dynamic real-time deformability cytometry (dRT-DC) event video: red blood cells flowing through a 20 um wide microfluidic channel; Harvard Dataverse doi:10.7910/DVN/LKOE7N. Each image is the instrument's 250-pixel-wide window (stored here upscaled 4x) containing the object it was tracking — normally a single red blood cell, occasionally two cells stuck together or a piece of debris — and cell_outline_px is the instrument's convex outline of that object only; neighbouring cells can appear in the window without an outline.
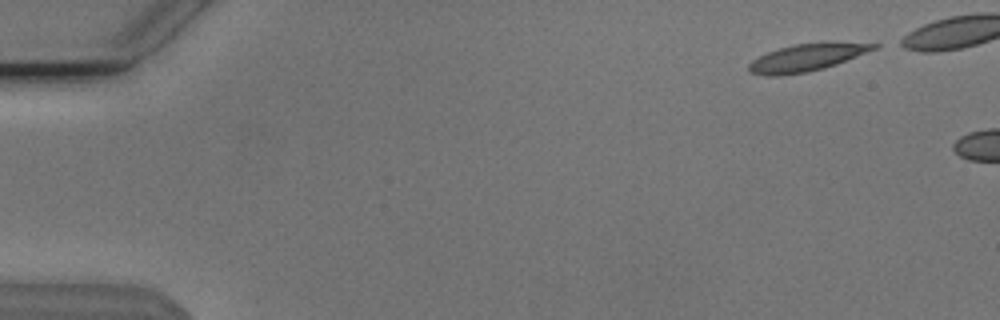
{"species": "Egyptian fruit bat (a non-hibernating species)", "species_latin": "Rousettus aegyptiacus", "temperature_condition": "cold", "stored_images_in_passage": 46, "camera_frame_rate_fps": 3000, "um_per_image_px": 0.085, "animal": {"sex": "male"}, "frame": {"image": 1, "passage_image": 3, "time_ms": 0.667, "image_size_px": [1000, 320], "cell_outline_px": [[880, 44], [876, 48], [836, 64], [824, 68], [804, 72], [780, 76], [768, 76], [748, 72], [748, 64], [752, 60], [776, 48], [792, 44]], "centroid_in_image_um": [68.41, 4.93], "position_along_channel_um": 16.6, "area_um2": 19.02}}
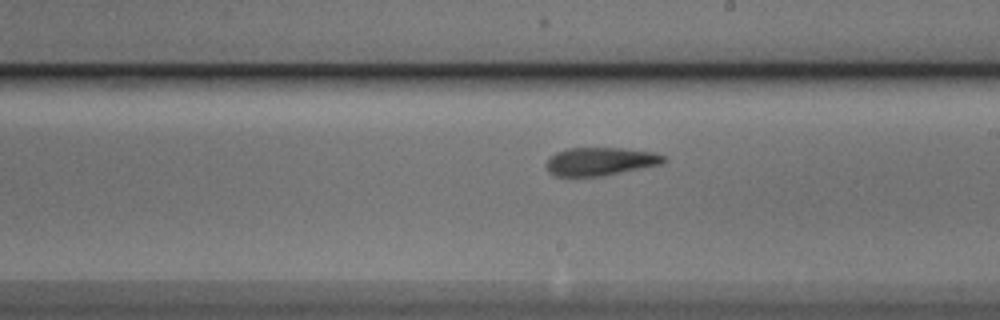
{"frame": {"image": 2, "passage_image": 30, "time_ms": 9.667, "image_size_px": [1000, 320], "cell_outline_px": [[668, 160], [664, 164], [600, 176], [556, 176], [548, 172], [548, 156], [556, 152], [568, 148], [624, 148], [656, 152], [668, 156]], "centroid_in_image_um": [51.11, 13.71], "position_along_channel_um": 237.9, "area_um2": 19.48}}
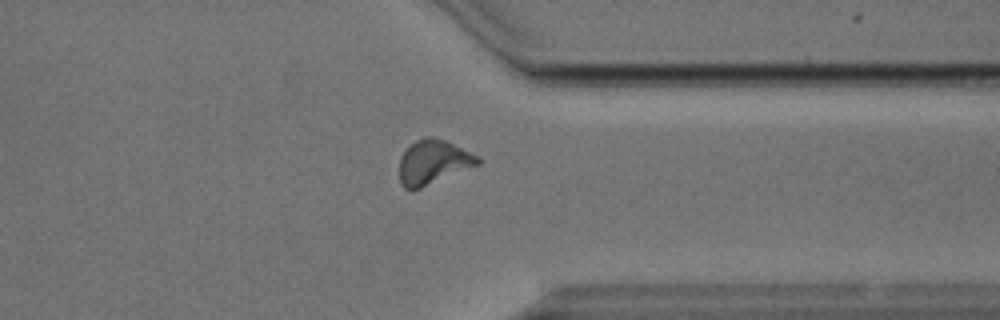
{"frame": {"image": 3, "passage_image": 41, "time_ms": 13.333, "image_size_px": [1000, 320], "cell_outline_px": [[480, 164], [420, 188], [404, 188], [400, 184], [400, 156], [416, 140], [424, 136], [432, 136], [444, 140], [480, 156]], "centroid_in_image_um": [36.83, 13.76], "position_along_channel_um": 374.6, "area_um2": 20.0}}